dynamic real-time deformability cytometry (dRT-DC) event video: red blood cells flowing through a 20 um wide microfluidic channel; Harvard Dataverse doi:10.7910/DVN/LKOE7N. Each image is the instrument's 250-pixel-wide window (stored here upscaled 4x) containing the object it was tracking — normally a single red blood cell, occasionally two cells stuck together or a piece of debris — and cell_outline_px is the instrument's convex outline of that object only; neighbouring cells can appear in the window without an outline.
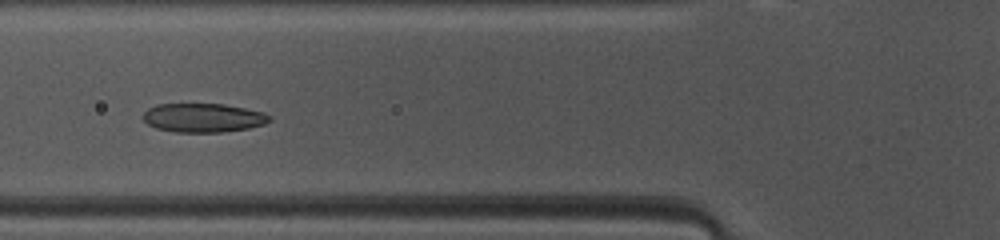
{"species": "common noctule bat (a hibernating species)", "species_latin": "Nyctalus noctula", "temperature_condition": "warm", "stored_images_in_passage": 38, "camera_frame_rate_fps": 3000, "um_per_image_px": 0.085, "animal": {"sex": "female", "body_mass_g": 10.0, "forearm_length_mm": 53.1}, "frame": {"image": 1, "passage_image": 7, "time_ms": 2.0, "image_size_px": [1000, 240], "cell_outline_px": [[272, 120], [264, 124], [248, 128], [220, 132], [176, 132], [156, 128], [148, 124], [140, 116], [148, 108], [156, 104], [224, 104], [264, 112], [272, 116]], "centroid_in_image_um": [17.26, 10.0], "position_along_channel_um": 108.5, "area_um2": 21.39}}
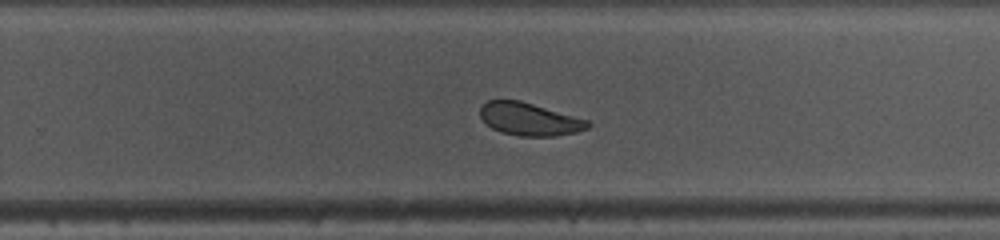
{"frame": {"image": 2, "passage_image": 20, "time_ms": 6.333, "image_size_px": [1000, 240], "cell_outline_px": [[592, 124], [588, 128], [576, 132], [556, 136], [520, 136], [500, 132], [492, 128], [480, 116], [480, 108], [488, 100], [520, 100], [588, 120]], "centroid_in_image_um": [45.01, 10.13], "position_along_channel_um": 284.8, "area_um2": 20.4}}
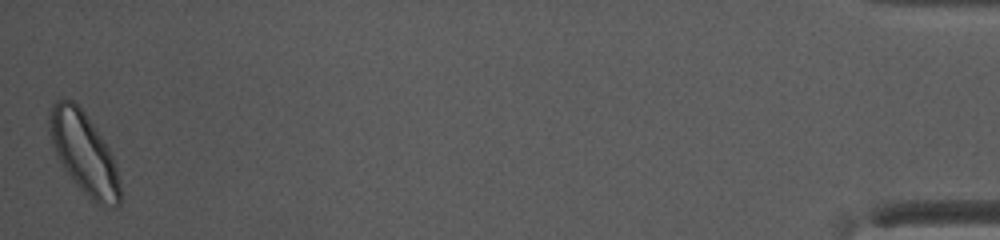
{"frame": {"image": 3, "passage_image": 38, "time_ms": 12.333, "image_size_px": [1000, 240], "cell_outline_px": [[120, 204], [116, 208], [104, 208], [96, 204], [76, 184], [64, 168], [52, 144], [48, 128], [48, 116], [52, 104], [56, 100], [72, 100], [84, 112], [108, 148], [112, 156], [116, 168], [120, 184]], "centroid_in_image_um": [7.14, 13.06], "position_along_channel_um": 428.1, "area_um2": 33.06}, "authors_computed_cell_mechanics": {"area_um2": 21.9351, "velocity_mm_per_s": 4.0726, "shape_relaxation_time_tau1_ms": 3.1495, "shape_relaxation_time_tau2_ms": 2.4374, "deformation_change_tau1": 0.1068, "deformation_change_tau2": 0.0827}}